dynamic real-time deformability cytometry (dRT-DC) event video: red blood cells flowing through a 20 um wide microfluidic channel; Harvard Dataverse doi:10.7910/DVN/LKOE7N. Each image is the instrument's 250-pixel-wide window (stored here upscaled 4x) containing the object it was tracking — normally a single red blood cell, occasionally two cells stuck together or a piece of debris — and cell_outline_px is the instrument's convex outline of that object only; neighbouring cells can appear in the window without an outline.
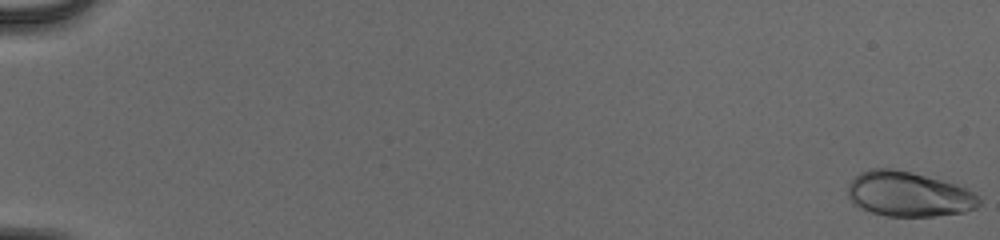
{"species": "human", "species_latin": "Homo sapiens", "temperature_condition": "cold", "stored_images_in_passage": 18, "camera_frame_rate_fps": 3000, "um_per_image_px": 0.085, "donor": {"sex": "male"}, "frame": {"image": 1, "passage_image": 1, "time_ms": 0.0, "image_size_px": [1000, 240], "cell_outline_px": [[980, 204], [976, 208], [964, 212], [936, 216], [888, 216], [872, 212], [860, 208], [852, 204], [848, 196], [848, 184], [860, 172], [868, 168], [892, 168], [912, 172], [956, 184], [972, 192], [980, 200]], "centroid_in_image_um": [77.19, 16.5], "position_along_channel_um": 7.8, "area_um2": 34.39}}
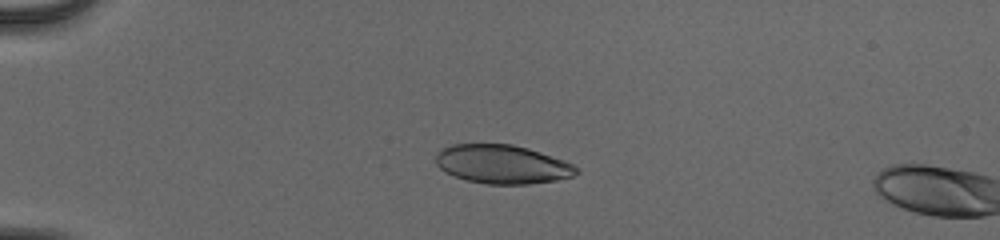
{"frame": {"image": 2, "passage_image": 16, "time_ms": 5.0, "image_size_px": [1000, 240], "cell_outline_px": [[580, 172], [572, 176], [556, 180], [528, 184], [484, 184], [468, 180], [456, 176], [440, 168], [436, 164], [436, 152], [452, 144], [512, 144], [528, 148], [564, 160], [580, 168]], "centroid_in_image_um": [42.72, 13.96], "position_along_channel_um": 42.3, "area_um2": 31.67}}